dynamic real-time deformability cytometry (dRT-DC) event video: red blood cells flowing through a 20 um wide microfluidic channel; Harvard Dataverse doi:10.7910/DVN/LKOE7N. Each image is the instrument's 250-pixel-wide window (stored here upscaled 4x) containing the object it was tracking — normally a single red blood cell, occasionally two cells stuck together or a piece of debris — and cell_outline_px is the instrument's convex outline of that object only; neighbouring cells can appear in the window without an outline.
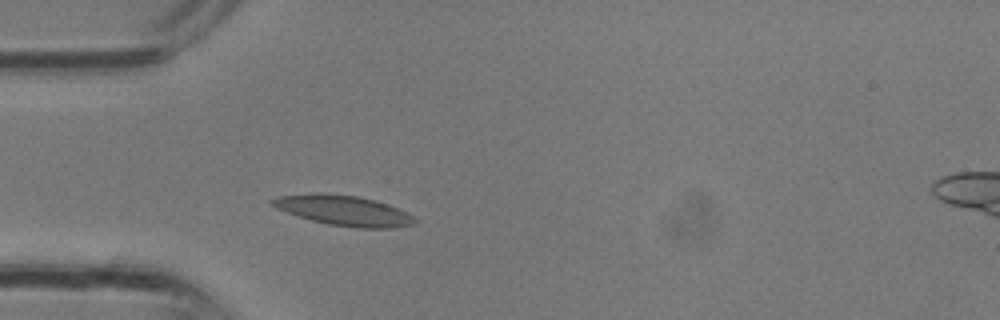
{"species": "common noctule bat (a hibernating species)", "species_latin": "Nyctalus noctula", "temperature_condition": "room temperature", "stored_images_in_passage": 6, "camera_frame_rate_fps": 3000, "um_per_image_px": 0.085, "animal": {"sex": "male", "body_mass_g": 13.3}, "frame": {"image": 1, "passage_image": 5, "time_ms": 1.333, "image_size_px": [1000, 320], "cell_outline_px": [[416, 224], [392, 228], [356, 228], [328, 224], [312, 220], [276, 208], [268, 200], [276, 196], [316, 192], [320, 192], [360, 196], [376, 200], [396, 208], [412, 216], [416, 220]], "centroid_in_image_um": [29.18, 17.88], "position_along_channel_um": 55.8, "area_um2": 25.03}}